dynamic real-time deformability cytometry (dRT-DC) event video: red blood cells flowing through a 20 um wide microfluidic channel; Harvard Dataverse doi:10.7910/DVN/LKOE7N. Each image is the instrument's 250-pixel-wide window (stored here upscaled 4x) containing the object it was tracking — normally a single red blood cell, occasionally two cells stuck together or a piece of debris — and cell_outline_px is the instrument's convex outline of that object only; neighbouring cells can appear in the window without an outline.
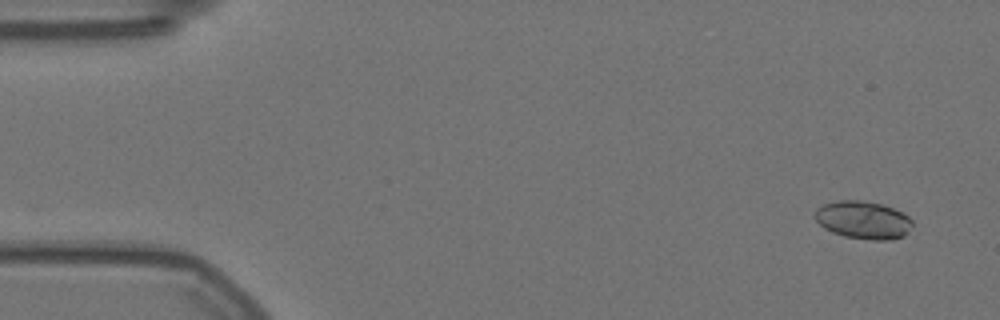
{"species": "Egyptian fruit bat (a non-hibernating species)", "species_latin": "Rousettus aegyptiacus", "temperature_condition": "warm", "stored_images_in_passage": 19, "camera_frame_rate_fps": 3000, "um_per_image_px": 0.085, "animal": {"sex": "female"}, "frame": {"image": 1, "passage_image": 2, "time_ms": 0.333, "image_size_px": [1000, 320], "cell_outline_px": [[912, 224], [908, 232], [904, 236], [888, 240], [872, 240], [844, 236], [832, 232], [824, 228], [812, 216], [816, 208], [820, 204], [836, 200], [860, 200], [880, 204], [892, 208], [908, 216], [912, 220]], "centroid_in_image_um": [73.31, 18.69], "position_along_channel_um": 11.7, "area_um2": 21.62}}
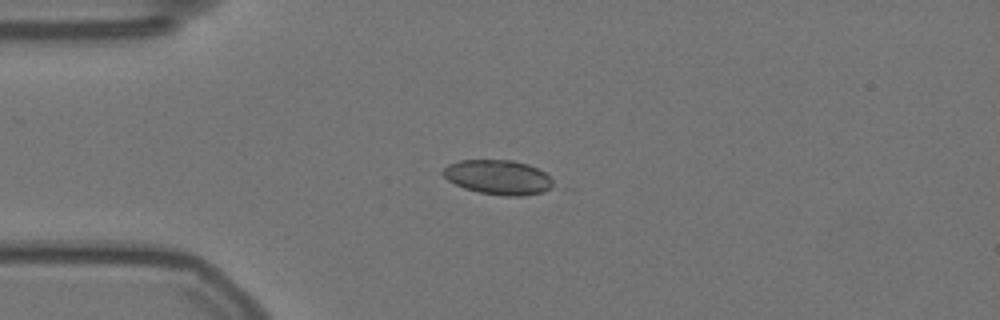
{"frame": {"image": 2, "passage_image": 13, "time_ms": 4.0, "image_size_px": [1000, 320], "cell_outline_px": [[576, 188], [524, 196], [504, 196], [480, 192], [464, 188], [448, 180], [440, 172], [448, 164], [460, 160], [512, 160], [528, 164]], "centroid_in_image_um": [42.69, 15.11], "position_along_channel_um": 42.3, "area_um2": 23.87}}
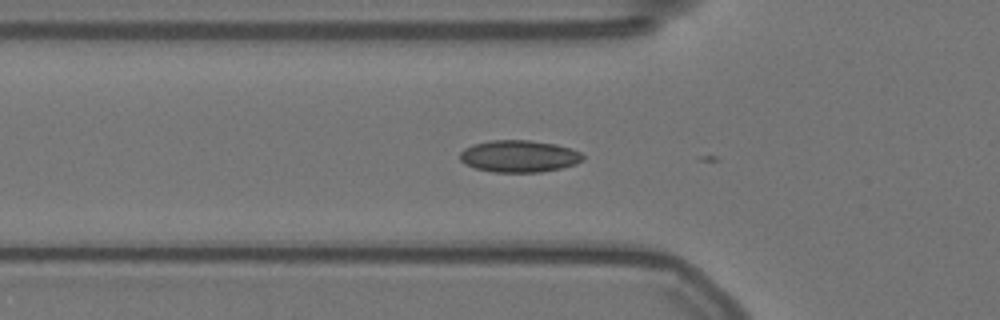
{"frame": {"image": 3, "passage_image": 18, "time_ms": 5.667, "image_size_px": [1000, 320], "cell_outline_px": [[584, 160], [576, 164], [560, 168], [540, 172], [492, 172], [476, 168], [464, 164], [460, 160], [460, 152], [464, 148], [472, 144], [492, 140], [528, 140], [556, 144], [580, 152], [584, 156]], "centroid_in_image_um": [44.1, 13.28], "position_along_channel_um": 81.7, "area_um2": 22.95}}